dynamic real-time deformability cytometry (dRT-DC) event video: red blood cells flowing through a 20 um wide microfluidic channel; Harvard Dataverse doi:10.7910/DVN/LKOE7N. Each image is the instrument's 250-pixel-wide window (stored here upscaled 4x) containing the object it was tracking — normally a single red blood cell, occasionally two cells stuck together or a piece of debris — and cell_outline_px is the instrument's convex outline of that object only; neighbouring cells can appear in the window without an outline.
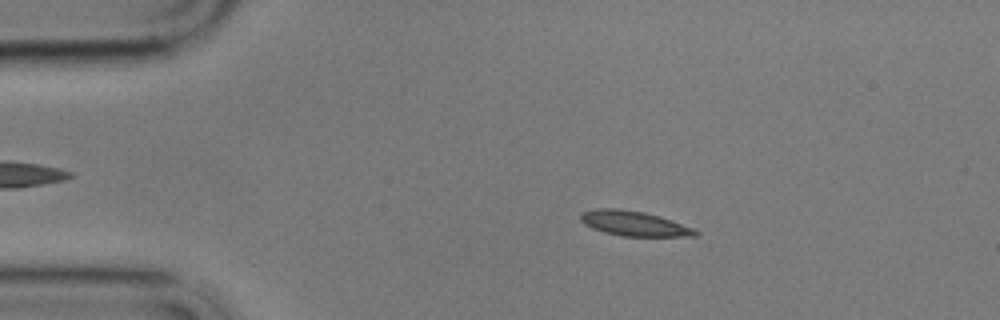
{"species": "common noctule bat (a hibernating species)", "species_latin": "Nyctalus noctula", "temperature_condition": "cold", "stored_images_in_passage": 56, "camera_frame_rate_fps": 3000, "um_per_image_px": 0.085, "animal": {"sex": "male", "body_mass_g": 17.9}, "frame": {"image": 1, "passage_image": 8, "time_ms": 2.333, "image_size_px": [1000, 320], "cell_outline_px": [[700, 232], [696, 236], [620, 236], [604, 232], [592, 228], [584, 224], [580, 220], [580, 212], [596, 208], [620, 208], [644, 212], [660, 216], [672, 220], [692, 228]], "centroid_in_image_um": [53.85, 18.98], "position_along_channel_um": 31.2, "area_um2": 16.76}}
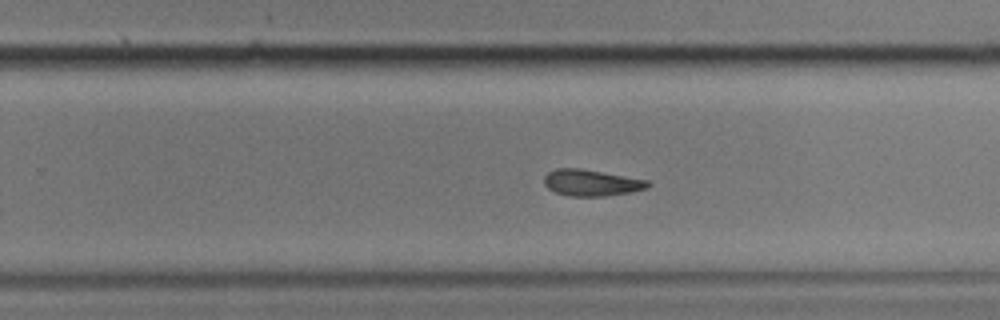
{"frame": {"image": 2, "passage_image": 34, "time_ms": 11.0, "image_size_px": [1000, 320], "cell_outline_px": [[652, 184], [648, 188], [628, 192], [604, 196], [568, 196], [556, 192], [548, 188], [544, 184], [544, 176], [548, 172], [556, 168], [580, 168], [648, 180]], "centroid_in_image_um": [50.25, 15.53], "position_along_channel_um": 279.5, "area_um2": 15.9}}
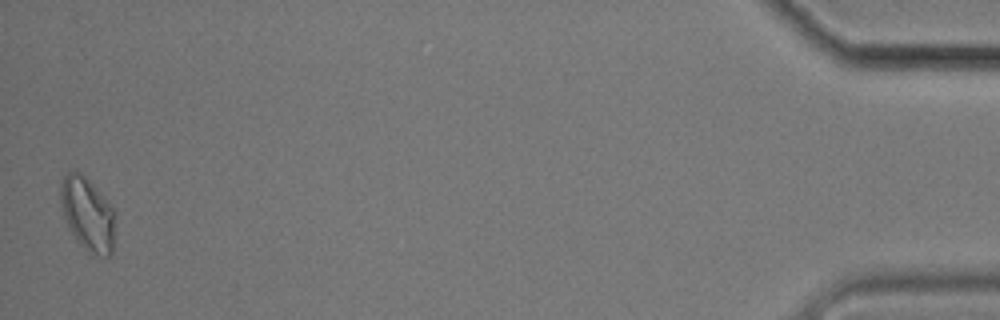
{"frame": {"image": 3, "passage_image": 55, "time_ms": 18.0, "image_size_px": [1000, 320], "cell_outline_px": [[116, 216], [112, 256], [92, 256], [76, 240], [68, 228], [60, 204], [60, 184], [64, 176], [68, 172], [76, 168], [92, 184], [116, 212]], "centroid_in_image_um": [7.45, 18.22], "position_along_channel_um": 427.8, "area_um2": 23.76}, "authors_computed_cell_mechanics": {"area_um2": 16.6464, "velocity_mm_per_s": 3.404, "shape_relaxation_time_tau1_ms": 9.5563, "shape_relaxation_time_tau2_ms": null, "deformation_change_tau1": 0.1686, "deformation_change_tau2": null}}